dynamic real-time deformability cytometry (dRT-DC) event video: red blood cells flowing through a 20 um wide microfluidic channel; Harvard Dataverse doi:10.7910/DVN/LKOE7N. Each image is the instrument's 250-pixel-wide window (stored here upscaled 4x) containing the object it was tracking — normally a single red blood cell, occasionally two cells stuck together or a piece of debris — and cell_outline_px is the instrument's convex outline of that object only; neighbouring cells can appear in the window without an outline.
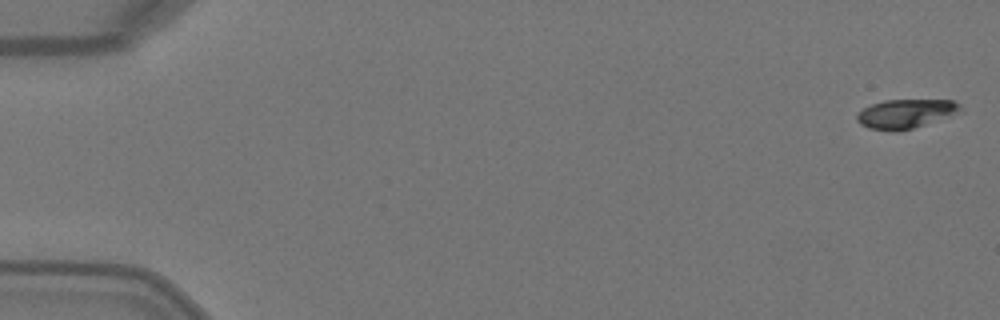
{"species": "Egyptian fruit bat (a non-hibernating species)", "species_latin": "Rousettus aegyptiacus", "temperature_condition": "warm", "stored_images_in_passage": 3, "camera_frame_rate_fps": 3000, "um_per_image_px": 0.085, "animal": {"sex": "female"}, "frame": {"image": 1, "passage_image": 1, "time_ms": 0.0, "image_size_px": [1000, 320], "cell_outline_px": [[964, 112], [912, 128], [892, 132], [868, 128], [860, 124], [856, 120], [856, 116], [864, 108], [872, 104], [884, 100], [952, 100], [960, 104]], "centroid_in_image_um": [77.01, 9.67], "position_along_channel_um": 8.0, "area_um2": 17.63}}